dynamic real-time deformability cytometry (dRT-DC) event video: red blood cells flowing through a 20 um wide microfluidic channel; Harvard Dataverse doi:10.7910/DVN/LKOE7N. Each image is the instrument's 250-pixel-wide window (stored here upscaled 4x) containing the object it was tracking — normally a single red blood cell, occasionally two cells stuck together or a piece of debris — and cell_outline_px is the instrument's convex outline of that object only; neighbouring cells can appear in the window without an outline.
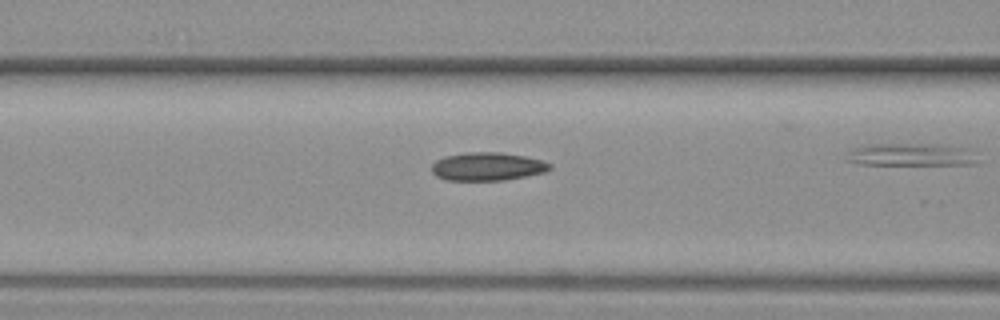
{"species": "common noctule bat (a hibernating species)", "species_latin": "Nyctalus noctula", "temperature_condition": "warm", "stored_images_in_passage": 32, "camera_frame_rate_fps": 3000, "um_per_image_px": 0.085, "animal": {"sex": "female", "body_mass_g": 19.3, "forearm_length_mm": 54.1}, "frame": {"image": 1, "passage_image": 12, "time_ms": 3.667, "image_size_px": [1000, 320], "cell_outline_px": [[552, 168], [544, 172], [504, 180], [444, 180], [436, 176], [432, 172], [432, 164], [436, 160], [444, 156], [468, 152], [500, 152], [524, 156], [540, 160], [552, 164]], "centroid_in_image_um": [41.4, 14.15], "position_along_channel_um": 125.2, "area_um2": 19.36}}
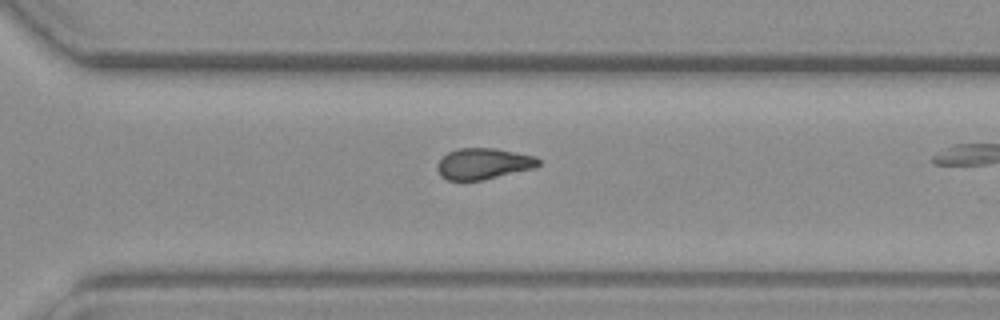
{"frame": {"image": 2, "passage_image": 28, "time_ms": 9.0, "image_size_px": [1000, 320], "cell_outline_px": [[540, 164], [536, 168], [484, 180], [448, 180], [440, 176], [436, 168], [436, 164], [448, 152], [460, 148], [496, 148], [536, 156], [540, 160]], "centroid_in_image_um": [41.11, 13.92], "position_along_channel_um": 329.5, "area_um2": 18.55}}